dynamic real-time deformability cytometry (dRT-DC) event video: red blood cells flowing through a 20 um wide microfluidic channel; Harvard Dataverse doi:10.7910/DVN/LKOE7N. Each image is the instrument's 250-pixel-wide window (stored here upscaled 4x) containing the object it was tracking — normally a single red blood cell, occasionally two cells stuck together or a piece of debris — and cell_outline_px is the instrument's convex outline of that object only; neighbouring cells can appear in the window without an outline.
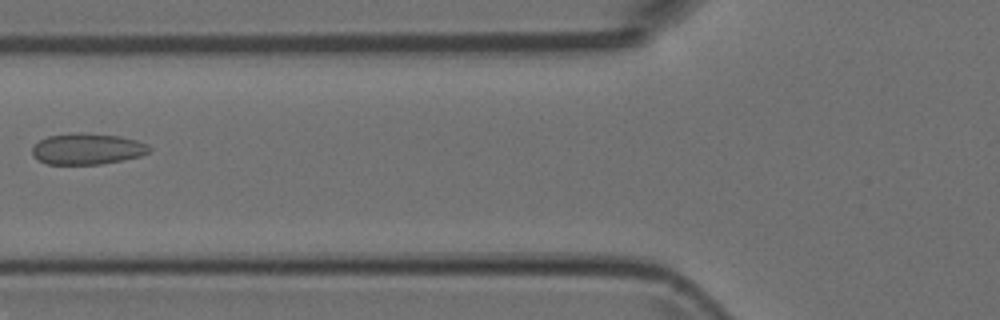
{"species": "Egyptian fruit bat (a non-hibernating species)", "species_latin": "Rousettus aegyptiacus", "temperature_condition": "room temperature", "stored_images_in_passage": 5, "camera_frame_rate_fps": 3000, "um_per_image_px": 0.085, "animal": {"sex": "female"}, "frame": {"image": 1, "passage_image": 4, "time_ms": 1.0, "image_size_px": [1000, 320], "cell_outline_px": [[152, 148], [148, 152], [140, 156], [100, 164], [48, 164], [32, 156], [32, 148], [40, 140], [48, 136], [68, 132], [120, 136], [136, 140], [148, 144]], "centroid_in_image_um": [7.41, 12.65], "position_along_channel_um": 118.4, "area_um2": 21.1}}
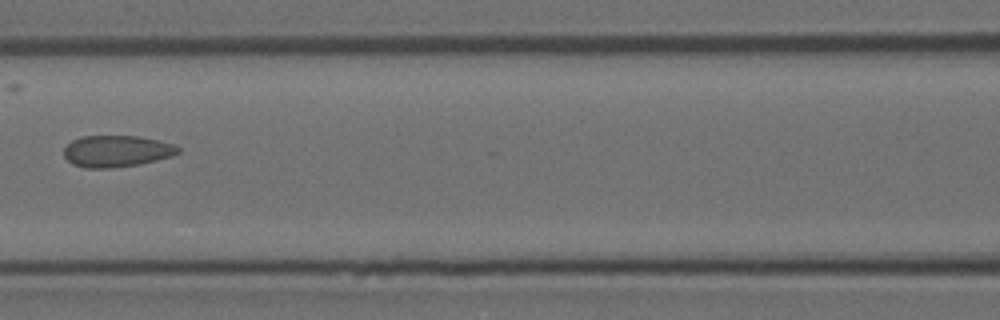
{"frame": {"image": 2, "passage_image": 5, "time_ms": 1.333, "image_size_px": [1000, 320], "cell_outline_px": [[180, 152], [172, 156], [140, 164], [112, 168], [84, 168], [72, 164], [64, 156], [64, 148], [72, 140], [80, 136], [136, 136], [156, 140], [172, 144], [180, 148]], "centroid_in_image_um": [9.88, 12.85], "position_along_channel_um": 156.7, "area_um2": 20.98}}